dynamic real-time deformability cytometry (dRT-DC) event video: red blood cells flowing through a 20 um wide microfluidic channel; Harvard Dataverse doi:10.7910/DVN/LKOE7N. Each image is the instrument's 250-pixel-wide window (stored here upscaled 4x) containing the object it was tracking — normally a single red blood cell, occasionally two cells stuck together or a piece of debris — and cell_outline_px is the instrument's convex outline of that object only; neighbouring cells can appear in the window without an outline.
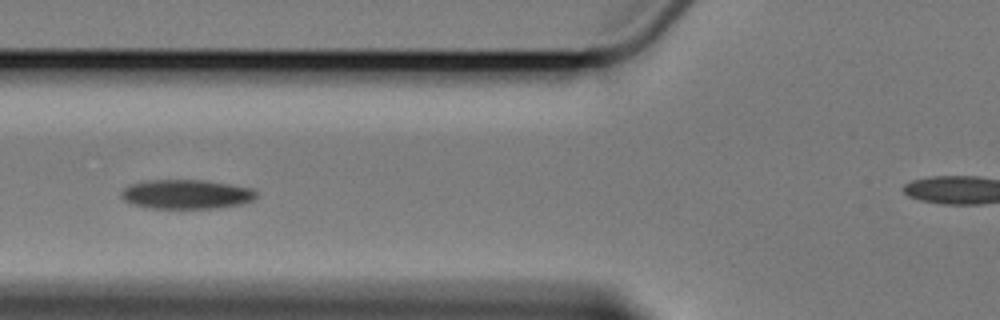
{"species": "Egyptian fruit bat (a non-hibernating species)", "species_latin": "Rousettus aegyptiacus", "temperature_condition": "cold", "stored_images_in_passage": 11, "segment_of_instrument_passage": [1, 2], "camera_frame_rate_fps": 3000, "um_per_image_px": 0.085, "animal": {"sex": "female"}, "frame": {"image": 1, "passage_image": 5, "time_ms": 4.667, "image_size_px": [1000, 320], "cell_outline_px": [[256, 196], [252, 200], [240, 204], [220, 208], [148, 208], [132, 204], [124, 200], [120, 196], [120, 192], [124, 188], [132, 184], [148, 180], [204, 180], [252, 188], [256, 192]], "centroid_in_image_um": [15.81, 16.51], "position_along_channel_um": 110.0, "area_um2": 23.0}}
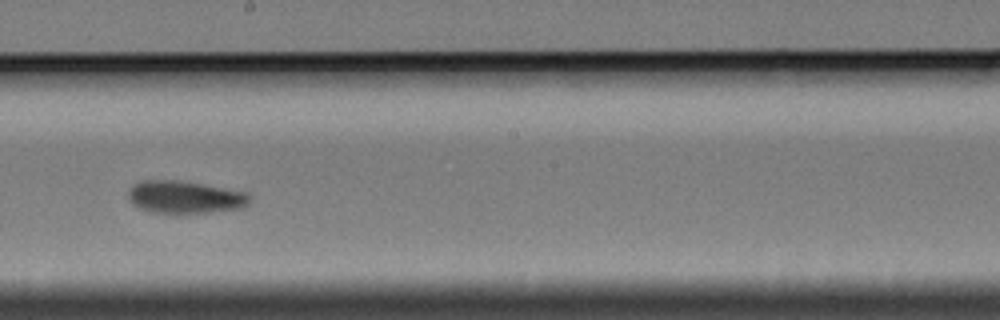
{"frame": {"image": 2, "passage_image": 8, "time_ms": 8.333, "image_size_px": [1000, 320], "cell_outline_px": [[252, 196], [248, 204], [244, 208], [208, 212], [152, 212], [140, 208], [132, 204], [128, 196], [128, 188], [132, 184], [140, 180], [180, 180], [248, 192]], "centroid_in_image_um": [15.72, 16.73], "position_along_channel_um": 232.5, "area_um2": 23.12}}
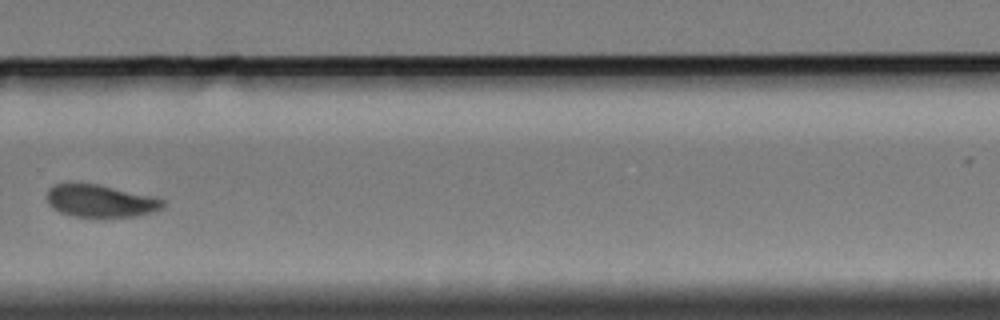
{"frame": {"image": 3, "passage_image": 10, "time_ms": 11.0, "image_size_px": [1000, 320], "cell_outline_px": [[164, 208], [156, 212], [136, 216], [72, 216], [60, 212], [52, 208], [48, 204], [48, 188], [52, 184], [96, 184], [156, 196], [164, 200]], "centroid_in_image_um": [8.59, 17.08], "position_along_channel_um": 321.2, "area_um2": 21.91}}